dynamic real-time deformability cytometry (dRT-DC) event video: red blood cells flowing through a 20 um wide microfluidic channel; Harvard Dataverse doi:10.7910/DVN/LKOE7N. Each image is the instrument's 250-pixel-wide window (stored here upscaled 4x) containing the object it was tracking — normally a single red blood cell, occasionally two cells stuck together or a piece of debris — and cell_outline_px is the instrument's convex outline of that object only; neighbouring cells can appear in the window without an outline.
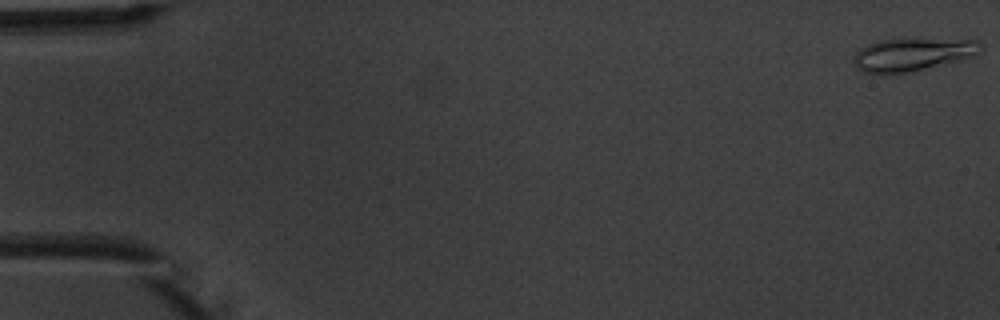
{"species": "common noctule bat (a hibernating species)", "species_latin": "Nyctalus noctula", "temperature_condition": "warm", "stored_images_in_passage": 8, "camera_frame_rate_fps": 3000, "um_per_image_px": 0.085, "animal": {"sex": "male", "body_mass_g": 20.1, "forearm_length_mm": 53.5}, "frame": {"image": 1, "passage_image": 1, "time_ms": 0.0, "image_size_px": [1000, 320], "cell_outline_px": [[980, 48], [972, 56], [912, 72], [880, 76], [864, 72], [852, 60], [852, 56], [860, 48], [868, 44], [880, 40], [976, 40], [980, 44]], "centroid_in_image_um": [77.43, 4.68], "position_along_channel_um": 7.6, "area_um2": 23.87}}
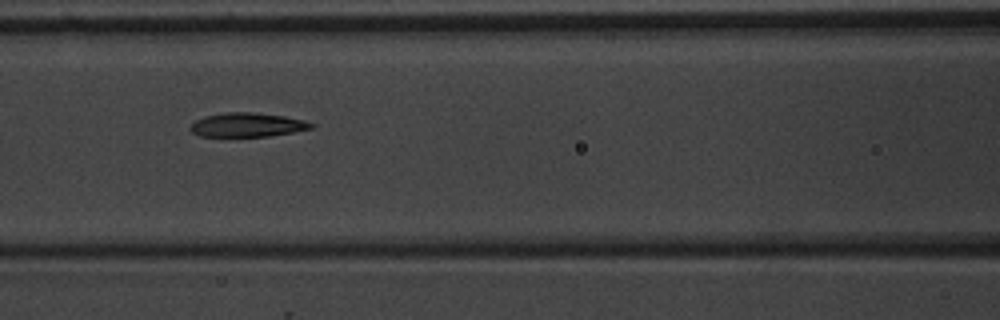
{"frame": {"image": 2, "passage_image": 7, "time_ms": 7.667, "image_size_px": [1000, 320], "cell_outline_px": [[316, 124], [312, 128], [292, 132], [268, 136], [200, 136], [192, 132], [188, 128], [196, 120], [204, 116], [224, 112], [252, 112], [284, 116], [304, 120]], "centroid_in_image_um": [21.01, 10.6], "position_along_channel_um": 145.6, "area_um2": 16.88}}
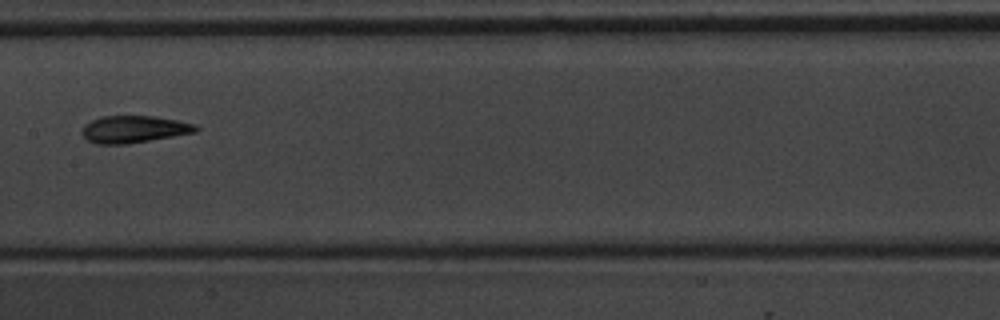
{"frame": {"image": 3, "passage_image": 8, "time_ms": 9.0, "image_size_px": [1000, 320], "cell_outline_px": [[200, 128], [196, 132], [124, 144], [96, 144], [88, 140], [80, 132], [84, 124], [100, 116], [152, 116], [180, 120], [196, 124]], "centroid_in_image_um": [11.38, 10.97], "position_along_channel_um": 196.0, "area_um2": 17.98}}